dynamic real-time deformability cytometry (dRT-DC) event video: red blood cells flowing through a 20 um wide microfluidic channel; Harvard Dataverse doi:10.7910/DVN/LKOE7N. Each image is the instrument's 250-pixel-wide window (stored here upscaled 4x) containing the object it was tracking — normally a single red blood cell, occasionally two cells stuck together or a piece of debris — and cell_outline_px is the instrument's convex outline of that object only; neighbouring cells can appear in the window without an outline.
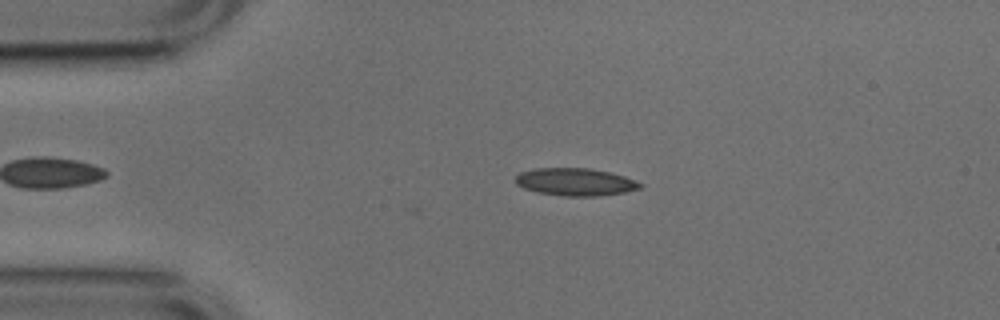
{"species": "common noctule bat (a hibernating species)", "species_latin": "Nyctalus noctula", "temperature_condition": "cold", "stored_images_in_passage": 9, "camera_frame_rate_fps": 3000, "um_per_image_px": 0.085, "animal": {"sex": "male", "body_mass_g": 17.9, "forearm_length_mm": 54.2}, "frame": {"image": 1, "passage_image": 7, "time_ms": 2.0, "image_size_px": [1000, 320], "cell_outline_px": [[644, 184], [640, 188], [624, 192], [596, 196], [564, 196], [536, 192], [524, 188], [516, 184], [512, 180], [520, 172], [536, 168], [588, 168], [608, 172], [624, 176]], "centroid_in_image_um": [48.85, 15.46], "position_along_channel_um": 36.1, "area_um2": 20.0}}